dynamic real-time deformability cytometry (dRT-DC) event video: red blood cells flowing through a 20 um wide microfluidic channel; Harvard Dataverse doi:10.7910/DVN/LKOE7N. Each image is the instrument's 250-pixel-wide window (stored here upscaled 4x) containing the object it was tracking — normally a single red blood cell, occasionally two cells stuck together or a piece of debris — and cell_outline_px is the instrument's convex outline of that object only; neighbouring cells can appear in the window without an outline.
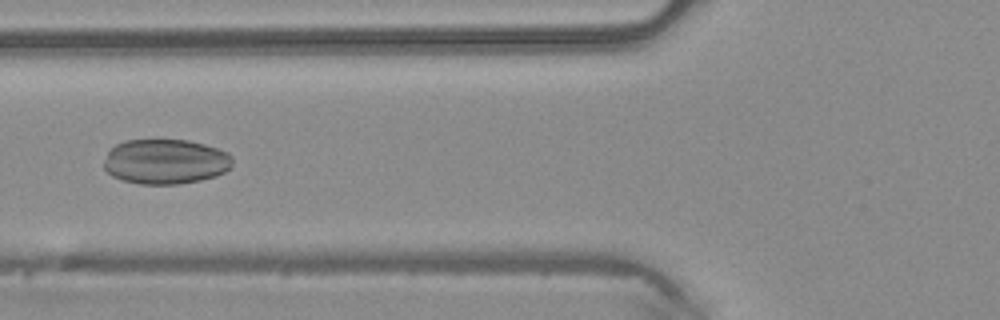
{"species": "common noctule bat (a hibernating species)", "species_latin": "Nyctalus noctula", "temperature_condition": "warm", "stored_images_in_passage": 5, "camera_frame_rate_fps": 3000, "um_per_image_px": 0.085, "animal": {"sex": "male", "body_mass_g": 20.4}, "frame": {"image": 1, "passage_image": 5, "time_ms": 1.333, "image_size_px": [1000, 320], "cell_outline_px": [[232, 164], [224, 172], [216, 176], [200, 180], [176, 184], [140, 184], [124, 180], [112, 176], [104, 168], [104, 160], [108, 152], [116, 144], [124, 140], [188, 140], [204, 144], [228, 152], [232, 156]], "centroid_in_image_um": [14.06, 13.73], "position_along_channel_um": 111.7, "area_um2": 33.64}}